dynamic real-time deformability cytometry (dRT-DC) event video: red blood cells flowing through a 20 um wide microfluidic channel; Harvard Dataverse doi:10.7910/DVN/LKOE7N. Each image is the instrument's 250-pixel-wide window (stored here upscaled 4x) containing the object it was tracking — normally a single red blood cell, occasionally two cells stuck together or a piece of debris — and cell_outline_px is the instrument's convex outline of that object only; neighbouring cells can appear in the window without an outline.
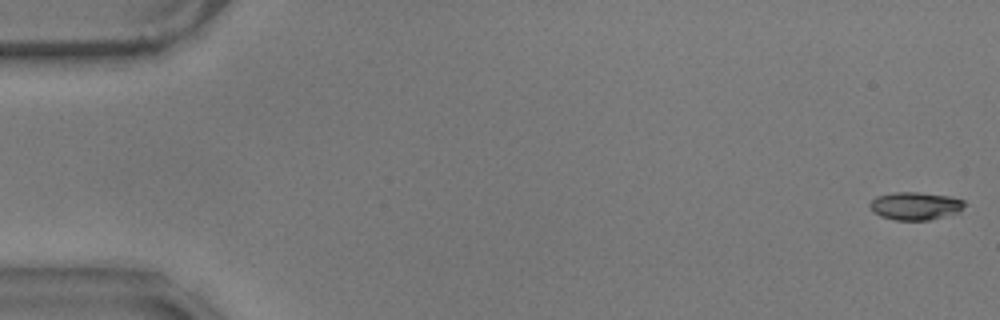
{"species": "common noctule bat (a hibernating species)", "species_latin": "Nyctalus noctula", "temperature_condition": "warm", "stored_images_in_passage": 57, "camera_frame_rate_fps": 3000, "um_per_image_px": 0.085, "animal": {"sex": "male", "body_mass_g": 17.9}, "frame": {"image": 1, "passage_image": 1, "time_ms": 0.0, "image_size_px": [1000, 320], "cell_outline_px": [[968, 204], [960, 212], [928, 220], [896, 220], [880, 216], [872, 212], [868, 204], [876, 196], [896, 192], [916, 192], [948, 196], [964, 200]], "centroid_in_image_um": [77.81, 17.5], "position_along_channel_um": 7.2, "area_um2": 15.49}}
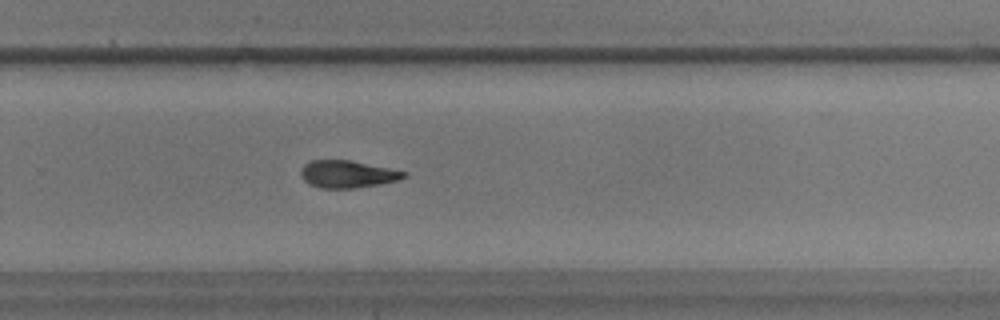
{"frame": {"image": 2, "passage_image": 38, "time_ms": 12.333, "image_size_px": [1000, 320], "cell_outline_px": [[408, 176], [400, 180], [380, 184], [352, 188], [320, 188], [308, 184], [300, 176], [300, 172], [304, 164], [312, 160], [352, 160], [408, 172]], "centroid_in_image_um": [29.55, 14.8], "position_along_channel_um": 300.3, "area_um2": 16.59}}
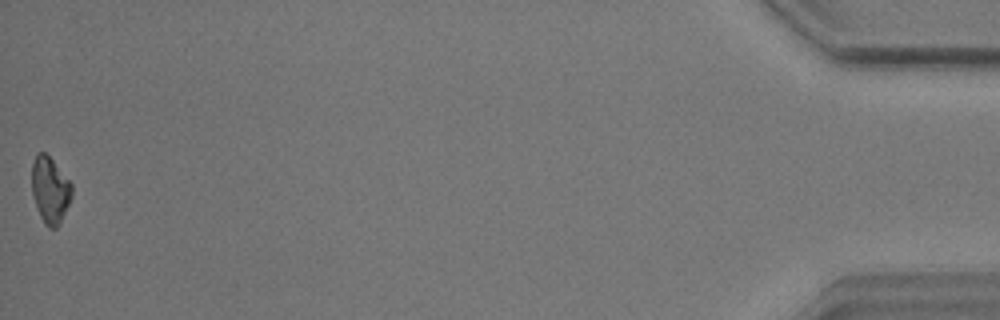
{"frame": {"image": 3, "passage_image": 57, "time_ms": 18.667, "image_size_px": [1000, 320], "cell_outline_px": [[72, 196], [60, 224], [56, 228], [48, 228], [44, 224], [40, 216], [32, 192], [32, 164], [36, 152], [44, 152], [52, 160], [72, 184]], "centroid_in_image_um": [4.26, 16.16], "position_along_channel_um": 430.9, "area_um2": 15.37}, "authors_computed_cell_mechanics": {"area_um2": 16.4152, "velocity_mm_per_s": 3.5666, "shape_relaxation_time_tau1_ms": 4.2265, "shape_relaxation_time_tau2_ms": 3.5458, "deformation_change_tau1": 0.1538, "deformation_change_tau2": 0.1062}}